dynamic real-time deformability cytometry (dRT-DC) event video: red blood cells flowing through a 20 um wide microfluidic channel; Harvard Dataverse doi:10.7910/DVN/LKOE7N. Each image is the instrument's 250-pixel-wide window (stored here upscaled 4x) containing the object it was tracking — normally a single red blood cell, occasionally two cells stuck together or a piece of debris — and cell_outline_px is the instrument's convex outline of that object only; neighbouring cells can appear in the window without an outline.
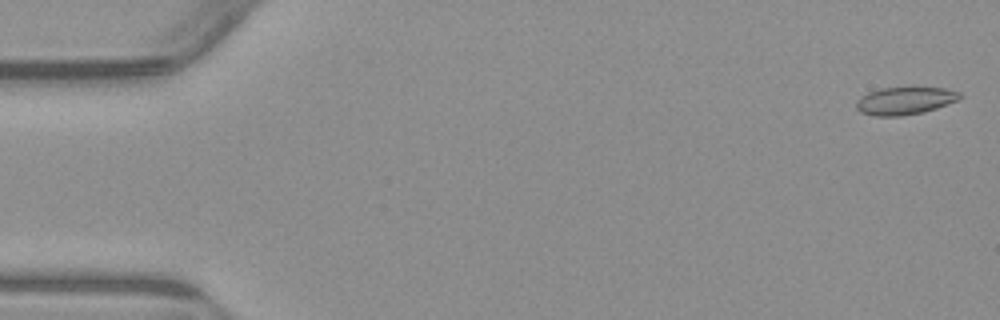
{"species": "common noctule bat (a hibernating species)", "species_latin": "Nyctalus noctula", "temperature_condition": "warm", "stored_images_in_passage": 55, "camera_frame_rate_fps": 3000, "um_per_image_px": 0.085, "animal": {"sex": "male", "body_mass_g": 23.1, "forearm_length_mm": 52.7}, "frame": {"image": 1, "passage_image": 2, "time_ms": 0.333, "image_size_px": [1000, 320], "cell_outline_px": [[964, 96], [956, 100], [936, 108], [924, 112], [900, 116], [876, 116], [860, 112], [856, 108], [856, 104], [868, 92], [880, 88], [908, 84], [912, 84], [944, 88], [960, 92]], "centroid_in_image_um": [76.96, 8.5], "position_along_channel_um": 8.0, "area_um2": 17.34}}
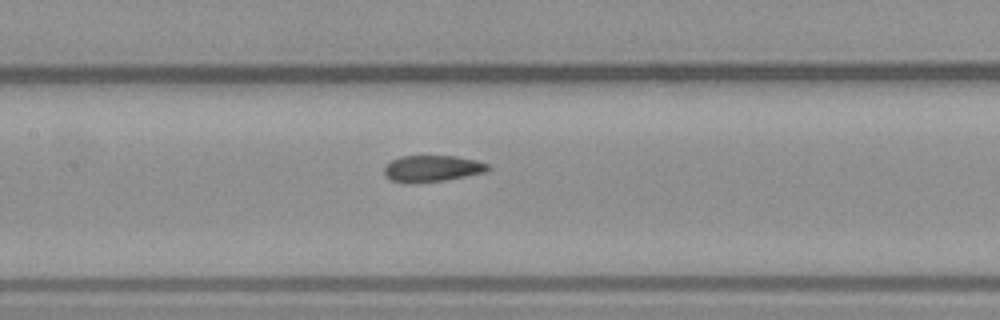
{"frame": {"image": 2, "passage_image": 26, "time_ms": 8.333, "image_size_px": [1000, 320], "cell_outline_px": [[492, 168], [488, 172], [444, 180], [404, 184], [392, 180], [384, 172], [384, 168], [392, 160], [400, 156], [456, 156], [476, 160], [488, 164]], "centroid_in_image_um": [36.78, 14.33], "position_along_channel_um": 170.6, "area_um2": 16.01}}
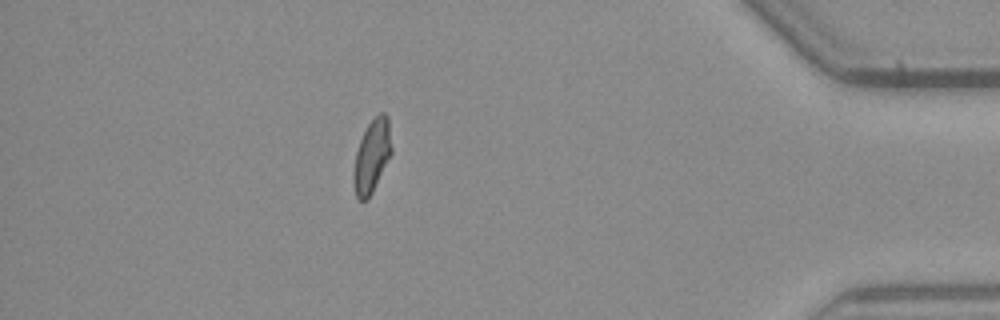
{"frame": {"image": 3, "passage_image": 48, "time_ms": 15.667, "image_size_px": [1000, 320], "cell_outline_px": [[392, 152], [368, 200], [360, 200], [356, 196], [352, 180], [352, 176], [356, 152], [360, 140], [368, 124], [380, 112], [384, 112], [388, 116], [392, 148]], "centroid_in_image_um": [31.6, 13.27], "position_along_channel_um": 403.6, "area_um2": 16.07}, "authors_computed_cell_mechanics": {"area_um2": 16.5308, "velocity_mm_per_s": 3.8555, "shape_relaxation_time_tau1_ms": null, "shape_relaxation_time_tau2_ms": 1.7639, "deformation_change_tau1": null, "deformation_change_tau2": 0.0592}}